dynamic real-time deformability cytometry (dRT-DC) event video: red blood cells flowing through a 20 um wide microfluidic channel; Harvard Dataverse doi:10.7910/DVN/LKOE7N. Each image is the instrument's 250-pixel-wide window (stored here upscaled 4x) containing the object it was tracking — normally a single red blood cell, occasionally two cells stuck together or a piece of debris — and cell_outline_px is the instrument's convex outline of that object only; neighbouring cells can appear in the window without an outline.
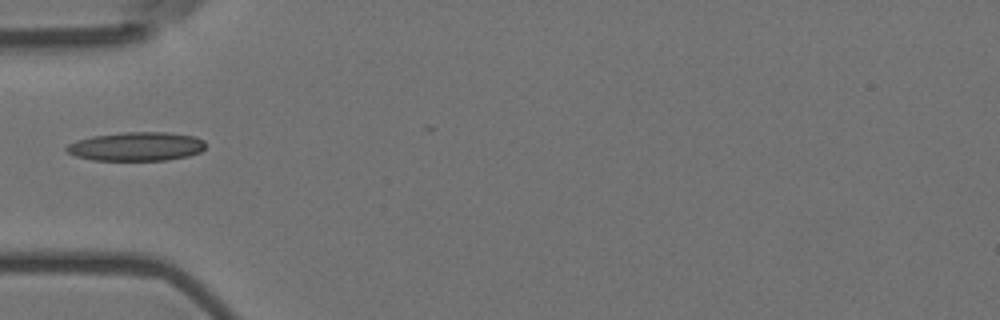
{"species": "Egyptian fruit bat (a non-hibernating species)", "species_latin": "Rousettus aegyptiacus", "temperature_condition": "room temperature", "stored_images_in_passage": 30, "camera_frame_rate_fps": 3000, "um_per_image_px": 0.085, "animal": {"sex": "female"}, "frame": {"image": 1, "passage_image": 1, "time_ms": 0.0, "image_size_px": [1000, 320], "cell_outline_px": [[204, 148], [200, 152], [188, 156], [164, 160], [92, 160], [76, 156], [68, 152], [64, 148], [68, 144], [76, 140], [92, 136], [124, 132], [168, 132], [196, 136], [204, 140]], "centroid_in_image_um": [11.59, 12.44], "position_along_channel_um": 73.4, "area_um2": 23.41}}
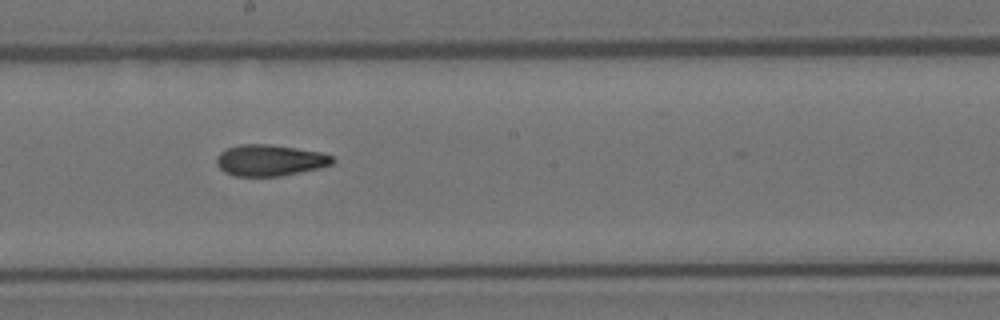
{"frame": {"image": 2, "passage_image": 13, "time_ms": 4.0, "image_size_px": [1000, 320], "cell_outline_px": [[336, 160], [332, 164], [320, 168], [280, 176], [232, 176], [224, 172], [216, 164], [216, 156], [220, 152], [228, 148], [240, 144], [268, 144], [296, 148], [320, 152], [332, 156]], "centroid_in_image_um": [22.92, 13.63], "position_along_channel_um": 225.3, "area_um2": 21.21}}
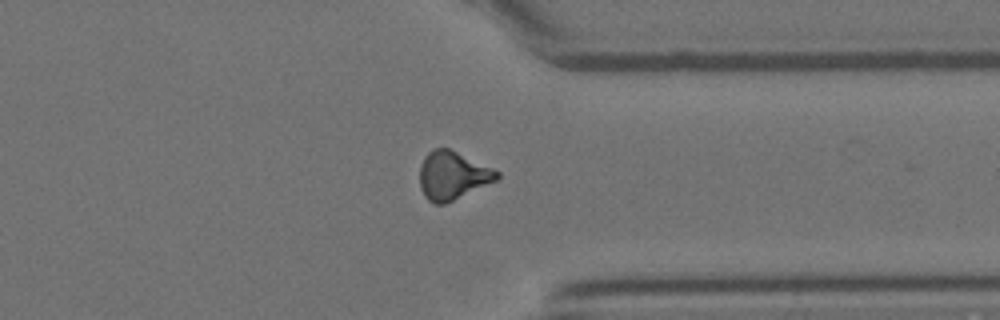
{"frame": {"image": 3, "passage_image": 25, "time_ms": 8.0, "image_size_px": [1000, 320], "cell_outline_px": [[500, 176], [496, 180], [444, 204], [436, 204], [428, 200], [424, 196], [420, 188], [420, 164], [424, 156], [432, 148], [448, 148], [492, 168], [500, 172]], "centroid_in_image_um": [38.43, 14.91], "position_along_channel_um": 373.0, "area_um2": 21.44}}